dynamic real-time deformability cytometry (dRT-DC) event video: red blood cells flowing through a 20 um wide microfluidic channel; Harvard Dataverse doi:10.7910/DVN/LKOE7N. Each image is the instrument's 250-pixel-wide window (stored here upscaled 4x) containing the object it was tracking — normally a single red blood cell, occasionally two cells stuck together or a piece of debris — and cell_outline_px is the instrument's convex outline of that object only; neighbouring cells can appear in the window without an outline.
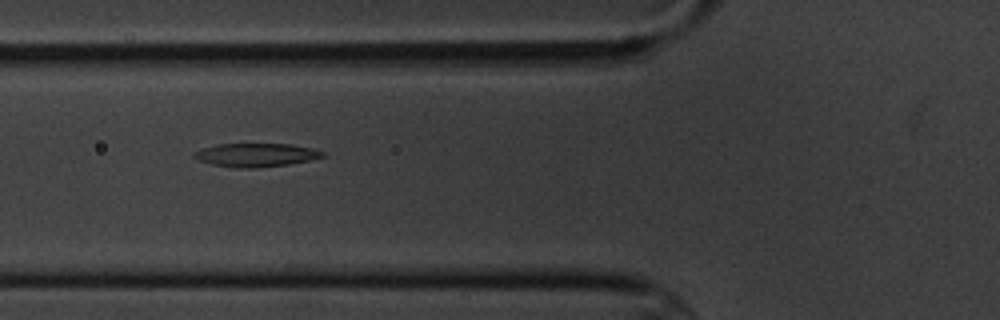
{"species": "common noctule bat (a hibernating species)", "species_latin": "Nyctalus noctula", "temperature_condition": "cold", "stored_images_in_passage": 10, "camera_frame_rate_fps": 3000, "um_per_image_px": 0.085, "animal": {"sex": "male", "body_mass_g": 20.1, "forearm_length_mm": 53.5}, "frame": {"image": 1, "passage_image": 7, "time_ms": 7.667, "image_size_px": [1000, 320], "cell_outline_px": [[324, 156], [308, 160], [288, 164], [256, 168], [236, 168], [212, 164], [200, 160], [192, 156], [192, 152], [216, 144], [292, 144], [312, 148], [324, 152]], "centroid_in_image_um": [21.73, 13.17], "position_along_channel_um": 104.1, "area_um2": 17.46}}
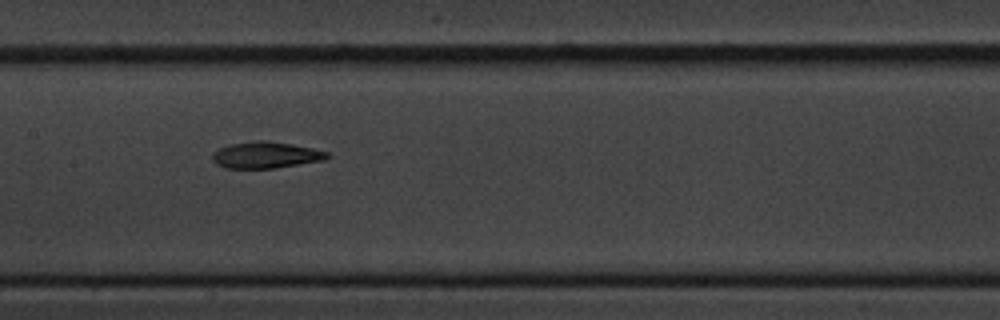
{"frame": {"image": 2, "passage_image": 9, "time_ms": 10.0, "image_size_px": [1000, 320], "cell_outline_px": [[328, 156], [324, 160], [276, 168], [224, 168], [216, 164], [212, 160], [212, 152], [228, 144], [256, 140], [268, 140], [292, 144], [312, 148], [328, 152]], "centroid_in_image_um": [22.55, 13.17], "position_along_channel_um": 184.9, "area_um2": 17.8}}
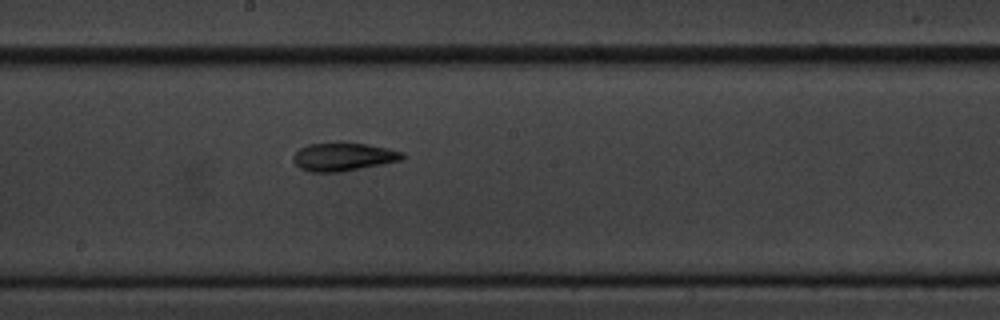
{"frame": {"image": 3, "passage_image": 10, "time_ms": 11.0, "image_size_px": [1000, 320], "cell_outline_px": [[404, 156], [400, 160], [340, 172], [312, 172], [300, 168], [292, 160], [292, 156], [300, 148], [308, 144], [336, 140], [340, 140], [368, 144], [388, 148], [404, 152]], "centroid_in_image_um": [29.13, 13.28], "position_along_channel_um": 219.1, "area_um2": 18.38}}